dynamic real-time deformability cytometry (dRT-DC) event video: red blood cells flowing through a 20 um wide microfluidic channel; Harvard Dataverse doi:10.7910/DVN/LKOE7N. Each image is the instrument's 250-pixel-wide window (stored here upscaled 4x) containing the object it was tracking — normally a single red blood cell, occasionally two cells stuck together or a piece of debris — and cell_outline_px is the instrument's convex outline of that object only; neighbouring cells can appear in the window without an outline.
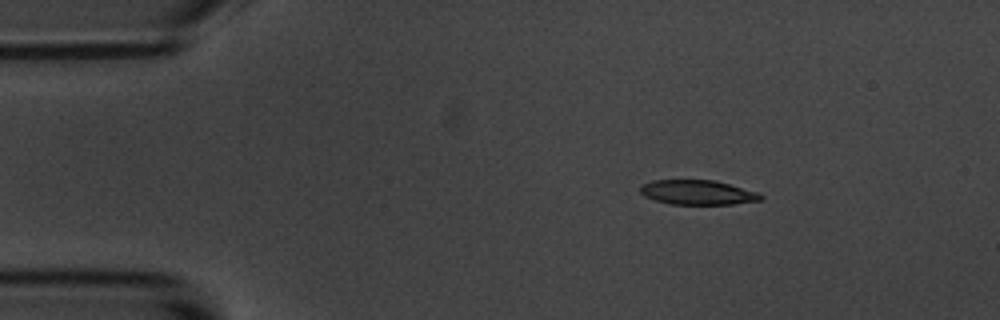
{"species": "common noctule bat (a hibernating species)", "species_latin": "Nyctalus noctula", "temperature_condition": "room temperature", "stored_images_in_passage": 2, "camera_frame_rate_fps": 3000, "um_per_image_px": 0.085, "animal": {"sex": "male", "body_mass_g": 20.1, "forearm_length_mm": 53.5}, "frame": {"image": 1, "passage_image": 1, "time_ms": 0.0, "image_size_px": [1000, 320], "cell_outline_px": [[764, 196], [760, 200], [732, 204], [672, 204], [656, 200], [644, 196], [640, 192], [640, 184], [652, 180], [716, 180], [760, 192]], "centroid_in_image_um": [59.31, 16.34], "position_along_channel_um": 25.7, "area_um2": 17.4}}